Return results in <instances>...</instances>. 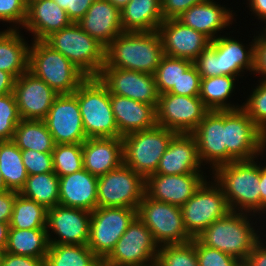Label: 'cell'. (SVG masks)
<instances>
[{
    "label": "cell",
    "mask_w": 266,
    "mask_h": 266,
    "mask_svg": "<svg viewBox=\"0 0 266 266\" xmlns=\"http://www.w3.org/2000/svg\"><path fill=\"white\" fill-rule=\"evenodd\" d=\"M19 194L46 209L53 208L59 204V176L55 172L30 175Z\"/></svg>",
    "instance_id": "37"
},
{
    "label": "cell",
    "mask_w": 266,
    "mask_h": 266,
    "mask_svg": "<svg viewBox=\"0 0 266 266\" xmlns=\"http://www.w3.org/2000/svg\"><path fill=\"white\" fill-rule=\"evenodd\" d=\"M12 141L20 150L53 152L55 143L43 120L21 119Z\"/></svg>",
    "instance_id": "34"
},
{
    "label": "cell",
    "mask_w": 266,
    "mask_h": 266,
    "mask_svg": "<svg viewBox=\"0 0 266 266\" xmlns=\"http://www.w3.org/2000/svg\"><path fill=\"white\" fill-rule=\"evenodd\" d=\"M9 190L4 182V179L2 177V173L0 172V193L5 192Z\"/></svg>",
    "instance_id": "60"
},
{
    "label": "cell",
    "mask_w": 266,
    "mask_h": 266,
    "mask_svg": "<svg viewBox=\"0 0 266 266\" xmlns=\"http://www.w3.org/2000/svg\"><path fill=\"white\" fill-rule=\"evenodd\" d=\"M145 194V179L130 167H120L98 177L97 207L137 209Z\"/></svg>",
    "instance_id": "12"
},
{
    "label": "cell",
    "mask_w": 266,
    "mask_h": 266,
    "mask_svg": "<svg viewBox=\"0 0 266 266\" xmlns=\"http://www.w3.org/2000/svg\"><path fill=\"white\" fill-rule=\"evenodd\" d=\"M0 172L9 190L20 192L28 177L21 150L12 140L0 141Z\"/></svg>",
    "instance_id": "35"
},
{
    "label": "cell",
    "mask_w": 266,
    "mask_h": 266,
    "mask_svg": "<svg viewBox=\"0 0 266 266\" xmlns=\"http://www.w3.org/2000/svg\"><path fill=\"white\" fill-rule=\"evenodd\" d=\"M192 134L200 162L204 167L210 166V173L226 164L225 110L208 111Z\"/></svg>",
    "instance_id": "18"
},
{
    "label": "cell",
    "mask_w": 266,
    "mask_h": 266,
    "mask_svg": "<svg viewBox=\"0 0 266 266\" xmlns=\"http://www.w3.org/2000/svg\"><path fill=\"white\" fill-rule=\"evenodd\" d=\"M265 159L264 158V162H260V195H261V217L264 220V222L266 221V217H264L266 215V163H265ZM263 163V164H261Z\"/></svg>",
    "instance_id": "56"
},
{
    "label": "cell",
    "mask_w": 266,
    "mask_h": 266,
    "mask_svg": "<svg viewBox=\"0 0 266 266\" xmlns=\"http://www.w3.org/2000/svg\"><path fill=\"white\" fill-rule=\"evenodd\" d=\"M218 3L214 0H205L190 7L176 19L182 24L203 33L211 41L215 40L220 36L219 33L231 28L230 25H233V21L236 22L234 16H237L235 11L231 10L233 7L228 8L225 7L226 5Z\"/></svg>",
    "instance_id": "23"
},
{
    "label": "cell",
    "mask_w": 266,
    "mask_h": 266,
    "mask_svg": "<svg viewBox=\"0 0 266 266\" xmlns=\"http://www.w3.org/2000/svg\"><path fill=\"white\" fill-rule=\"evenodd\" d=\"M52 160L53 170L59 177L83 169L82 143L55 144Z\"/></svg>",
    "instance_id": "41"
},
{
    "label": "cell",
    "mask_w": 266,
    "mask_h": 266,
    "mask_svg": "<svg viewBox=\"0 0 266 266\" xmlns=\"http://www.w3.org/2000/svg\"><path fill=\"white\" fill-rule=\"evenodd\" d=\"M90 220L91 212L83 209L60 204L47 209L49 244L87 245Z\"/></svg>",
    "instance_id": "16"
},
{
    "label": "cell",
    "mask_w": 266,
    "mask_h": 266,
    "mask_svg": "<svg viewBox=\"0 0 266 266\" xmlns=\"http://www.w3.org/2000/svg\"><path fill=\"white\" fill-rule=\"evenodd\" d=\"M49 249L47 229H10L5 252L46 258Z\"/></svg>",
    "instance_id": "33"
},
{
    "label": "cell",
    "mask_w": 266,
    "mask_h": 266,
    "mask_svg": "<svg viewBox=\"0 0 266 266\" xmlns=\"http://www.w3.org/2000/svg\"><path fill=\"white\" fill-rule=\"evenodd\" d=\"M137 216V209L96 207L91 212L88 247L103 261Z\"/></svg>",
    "instance_id": "13"
},
{
    "label": "cell",
    "mask_w": 266,
    "mask_h": 266,
    "mask_svg": "<svg viewBox=\"0 0 266 266\" xmlns=\"http://www.w3.org/2000/svg\"><path fill=\"white\" fill-rule=\"evenodd\" d=\"M137 216L159 246L184 244L193 239L185 229L181 207L156 201L144 194Z\"/></svg>",
    "instance_id": "11"
},
{
    "label": "cell",
    "mask_w": 266,
    "mask_h": 266,
    "mask_svg": "<svg viewBox=\"0 0 266 266\" xmlns=\"http://www.w3.org/2000/svg\"><path fill=\"white\" fill-rule=\"evenodd\" d=\"M201 77L197 68L192 64L179 80V90H170L168 93L184 96H199L200 95Z\"/></svg>",
    "instance_id": "48"
},
{
    "label": "cell",
    "mask_w": 266,
    "mask_h": 266,
    "mask_svg": "<svg viewBox=\"0 0 266 266\" xmlns=\"http://www.w3.org/2000/svg\"><path fill=\"white\" fill-rule=\"evenodd\" d=\"M209 176L206 173L153 174L145 179V194L156 201L182 207Z\"/></svg>",
    "instance_id": "20"
},
{
    "label": "cell",
    "mask_w": 266,
    "mask_h": 266,
    "mask_svg": "<svg viewBox=\"0 0 266 266\" xmlns=\"http://www.w3.org/2000/svg\"><path fill=\"white\" fill-rule=\"evenodd\" d=\"M264 27L262 26L261 29L259 30L260 33L266 38V21L264 22ZM262 30V31H261Z\"/></svg>",
    "instance_id": "62"
},
{
    "label": "cell",
    "mask_w": 266,
    "mask_h": 266,
    "mask_svg": "<svg viewBox=\"0 0 266 266\" xmlns=\"http://www.w3.org/2000/svg\"><path fill=\"white\" fill-rule=\"evenodd\" d=\"M164 51L158 31L122 32L105 49L103 67L155 74Z\"/></svg>",
    "instance_id": "3"
},
{
    "label": "cell",
    "mask_w": 266,
    "mask_h": 266,
    "mask_svg": "<svg viewBox=\"0 0 266 266\" xmlns=\"http://www.w3.org/2000/svg\"><path fill=\"white\" fill-rule=\"evenodd\" d=\"M155 266H199L196 238L184 244L159 246Z\"/></svg>",
    "instance_id": "40"
},
{
    "label": "cell",
    "mask_w": 266,
    "mask_h": 266,
    "mask_svg": "<svg viewBox=\"0 0 266 266\" xmlns=\"http://www.w3.org/2000/svg\"><path fill=\"white\" fill-rule=\"evenodd\" d=\"M196 255L199 266H236L239 261L225 252L202 245L197 239Z\"/></svg>",
    "instance_id": "46"
},
{
    "label": "cell",
    "mask_w": 266,
    "mask_h": 266,
    "mask_svg": "<svg viewBox=\"0 0 266 266\" xmlns=\"http://www.w3.org/2000/svg\"><path fill=\"white\" fill-rule=\"evenodd\" d=\"M110 101L122 137L157 125L156 108L153 105L114 94H110Z\"/></svg>",
    "instance_id": "29"
},
{
    "label": "cell",
    "mask_w": 266,
    "mask_h": 266,
    "mask_svg": "<svg viewBox=\"0 0 266 266\" xmlns=\"http://www.w3.org/2000/svg\"><path fill=\"white\" fill-rule=\"evenodd\" d=\"M27 6L26 0H0V22L9 23V29H21L26 21Z\"/></svg>",
    "instance_id": "44"
},
{
    "label": "cell",
    "mask_w": 266,
    "mask_h": 266,
    "mask_svg": "<svg viewBox=\"0 0 266 266\" xmlns=\"http://www.w3.org/2000/svg\"><path fill=\"white\" fill-rule=\"evenodd\" d=\"M208 111L199 96L167 92L159 95L156 122L157 125L177 133H192Z\"/></svg>",
    "instance_id": "14"
},
{
    "label": "cell",
    "mask_w": 266,
    "mask_h": 266,
    "mask_svg": "<svg viewBox=\"0 0 266 266\" xmlns=\"http://www.w3.org/2000/svg\"><path fill=\"white\" fill-rule=\"evenodd\" d=\"M259 218L248 213L230 211L209 225L196 239L202 245L225 252L239 261L246 260L261 237L266 238V233L264 235L260 230L264 231L265 222L258 223Z\"/></svg>",
    "instance_id": "1"
},
{
    "label": "cell",
    "mask_w": 266,
    "mask_h": 266,
    "mask_svg": "<svg viewBox=\"0 0 266 266\" xmlns=\"http://www.w3.org/2000/svg\"><path fill=\"white\" fill-rule=\"evenodd\" d=\"M3 254H4V251L0 250V265H1V260H2Z\"/></svg>",
    "instance_id": "63"
},
{
    "label": "cell",
    "mask_w": 266,
    "mask_h": 266,
    "mask_svg": "<svg viewBox=\"0 0 266 266\" xmlns=\"http://www.w3.org/2000/svg\"><path fill=\"white\" fill-rule=\"evenodd\" d=\"M193 61L164 55L154 74L159 95L170 90H179V80Z\"/></svg>",
    "instance_id": "39"
},
{
    "label": "cell",
    "mask_w": 266,
    "mask_h": 266,
    "mask_svg": "<svg viewBox=\"0 0 266 266\" xmlns=\"http://www.w3.org/2000/svg\"><path fill=\"white\" fill-rule=\"evenodd\" d=\"M260 158L233 161L217 167L213 175L210 174L222 188L230 210L256 215L260 217L258 222L262 221Z\"/></svg>",
    "instance_id": "2"
},
{
    "label": "cell",
    "mask_w": 266,
    "mask_h": 266,
    "mask_svg": "<svg viewBox=\"0 0 266 266\" xmlns=\"http://www.w3.org/2000/svg\"><path fill=\"white\" fill-rule=\"evenodd\" d=\"M236 266H251L247 260L238 261Z\"/></svg>",
    "instance_id": "61"
},
{
    "label": "cell",
    "mask_w": 266,
    "mask_h": 266,
    "mask_svg": "<svg viewBox=\"0 0 266 266\" xmlns=\"http://www.w3.org/2000/svg\"><path fill=\"white\" fill-rule=\"evenodd\" d=\"M21 117L14 93L0 96V141L12 140Z\"/></svg>",
    "instance_id": "43"
},
{
    "label": "cell",
    "mask_w": 266,
    "mask_h": 266,
    "mask_svg": "<svg viewBox=\"0 0 266 266\" xmlns=\"http://www.w3.org/2000/svg\"><path fill=\"white\" fill-rule=\"evenodd\" d=\"M55 144L83 143L87 137L77 99V90L58 94L43 120Z\"/></svg>",
    "instance_id": "15"
},
{
    "label": "cell",
    "mask_w": 266,
    "mask_h": 266,
    "mask_svg": "<svg viewBox=\"0 0 266 266\" xmlns=\"http://www.w3.org/2000/svg\"><path fill=\"white\" fill-rule=\"evenodd\" d=\"M98 177L84 168L59 177V204L92 212L97 207Z\"/></svg>",
    "instance_id": "28"
},
{
    "label": "cell",
    "mask_w": 266,
    "mask_h": 266,
    "mask_svg": "<svg viewBox=\"0 0 266 266\" xmlns=\"http://www.w3.org/2000/svg\"><path fill=\"white\" fill-rule=\"evenodd\" d=\"M209 179L181 207L185 229L192 238L198 237L214 221L231 211L222 188L213 178Z\"/></svg>",
    "instance_id": "9"
},
{
    "label": "cell",
    "mask_w": 266,
    "mask_h": 266,
    "mask_svg": "<svg viewBox=\"0 0 266 266\" xmlns=\"http://www.w3.org/2000/svg\"><path fill=\"white\" fill-rule=\"evenodd\" d=\"M120 14L123 32L157 31L164 21L161 0H130Z\"/></svg>",
    "instance_id": "30"
},
{
    "label": "cell",
    "mask_w": 266,
    "mask_h": 266,
    "mask_svg": "<svg viewBox=\"0 0 266 266\" xmlns=\"http://www.w3.org/2000/svg\"><path fill=\"white\" fill-rule=\"evenodd\" d=\"M266 239L261 238L247 257L251 266H266ZM264 242V243H263Z\"/></svg>",
    "instance_id": "54"
},
{
    "label": "cell",
    "mask_w": 266,
    "mask_h": 266,
    "mask_svg": "<svg viewBox=\"0 0 266 266\" xmlns=\"http://www.w3.org/2000/svg\"><path fill=\"white\" fill-rule=\"evenodd\" d=\"M177 132L159 125L129 133L122 138L123 164L144 179L155 174L162 155Z\"/></svg>",
    "instance_id": "7"
},
{
    "label": "cell",
    "mask_w": 266,
    "mask_h": 266,
    "mask_svg": "<svg viewBox=\"0 0 266 266\" xmlns=\"http://www.w3.org/2000/svg\"><path fill=\"white\" fill-rule=\"evenodd\" d=\"M109 2L112 3L116 8L119 10L123 9L130 0H108Z\"/></svg>",
    "instance_id": "59"
},
{
    "label": "cell",
    "mask_w": 266,
    "mask_h": 266,
    "mask_svg": "<svg viewBox=\"0 0 266 266\" xmlns=\"http://www.w3.org/2000/svg\"><path fill=\"white\" fill-rule=\"evenodd\" d=\"M13 93L19 115L26 120H44L58 95L45 81L29 71L16 79Z\"/></svg>",
    "instance_id": "19"
},
{
    "label": "cell",
    "mask_w": 266,
    "mask_h": 266,
    "mask_svg": "<svg viewBox=\"0 0 266 266\" xmlns=\"http://www.w3.org/2000/svg\"><path fill=\"white\" fill-rule=\"evenodd\" d=\"M97 77L107 87L110 94L128 97L157 107L159 93L153 74L102 67Z\"/></svg>",
    "instance_id": "17"
},
{
    "label": "cell",
    "mask_w": 266,
    "mask_h": 266,
    "mask_svg": "<svg viewBox=\"0 0 266 266\" xmlns=\"http://www.w3.org/2000/svg\"><path fill=\"white\" fill-rule=\"evenodd\" d=\"M159 245L151 231L136 216L102 266H155Z\"/></svg>",
    "instance_id": "10"
},
{
    "label": "cell",
    "mask_w": 266,
    "mask_h": 266,
    "mask_svg": "<svg viewBox=\"0 0 266 266\" xmlns=\"http://www.w3.org/2000/svg\"><path fill=\"white\" fill-rule=\"evenodd\" d=\"M16 78L8 73L0 70V96L12 93Z\"/></svg>",
    "instance_id": "57"
},
{
    "label": "cell",
    "mask_w": 266,
    "mask_h": 266,
    "mask_svg": "<svg viewBox=\"0 0 266 266\" xmlns=\"http://www.w3.org/2000/svg\"><path fill=\"white\" fill-rule=\"evenodd\" d=\"M225 145L226 164L266 156V135L242 108L225 110Z\"/></svg>",
    "instance_id": "8"
},
{
    "label": "cell",
    "mask_w": 266,
    "mask_h": 266,
    "mask_svg": "<svg viewBox=\"0 0 266 266\" xmlns=\"http://www.w3.org/2000/svg\"><path fill=\"white\" fill-rule=\"evenodd\" d=\"M216 38V65L217 76H233L243 79L245 71L255 70V35L248 44L234 38L230 33H225ZM229 34V35H228Z\"/></svg>",
    "instance_id": "22"
},
{
    "label": "cell",
    "mask_w": 266,
    "mask_h": 266,
    "mask_svg": "<svg viewBox=\"0 0 266 266\" xmlns=\"http://www.w3.org/2000/svg\"><path fill=\"white\" fill-rule=\"evenodd\" d=\"M236 80L238 83L239 77L226 75L201 78L199 97L205 107L209 111L236 110L242 108V104L231 103L230 100L236 94Z\"/></svg>",
    "instance_id": "32"
},
{
    "label": "cell",
    "mask_w": 266,
    "mask_h": 266,
    "mask_svg": "<svg viewBox=\"0 0 266 266\" xmlns=\"http://www.w3.org/2000/svg\"><path fill=\"white\" fill-rule=\"evenodd\" d=\"M72 23L67 12L54 0H32L28 2L27 17L22 28L28 34H33V41H44L52 33Z\"/></svg>",
    "instance_id": "25"
},
{
    "label": "cell",
    "mask_w": 266,
    "mask_h": 266,
    "mask_svg": "<svg viewBox=\"0 0 266 266\" xmlns=\"http://www.w3.org/2000/svg\"><path fill=\"white\" fill-rule=\"evenodd\" d=\"M19 192L7 190L0 193V222L10 223L15 198Z\"/></svg>",
    "instance_id": "53"
},
{
    "label": "cell",
    "mask_w": 266,
    "mask_h": 266,
    "mask_svg": "<svg viewBox=\"0 0 266 266\" xmlns=\"http://www.w3.org/2000/svg\"><path fill=\"white\" fill-rule=\"evenodd\" d=\"M246 7H249L248 10L251 11V14L255 17L254 19H258L263 23L266 21V0H246ZM257 17V18H256Z\"/></svg>",
    "instance_id": "55"
},
{
    "label": "cell",
    "mask_w": 266,
    "mask_h": 266,
    "mask_svg": "<svg viewBox=\"0 0 266 266\" xmlns=\"http://www.w3.org/2000/svg\"><path fill=\"white\" fill-rule=\"evenodd\" d=\"M77 24L105 48L123 32L120 10L108 0H94Z\"/></svg>",
    "instance_id": "27"
},
{
    "label": "cell",
    "mask_w": 266,
    "mask_h": 266,
    "mask_svg": "<svg viewBox=\"0 0 266 266\" xmlns=\"http://www.w3.org/2000/svg\"><path fill=\"white\" fill-rule=\"evenodd\" d=\"M21 154L28 176L54 172L52 152L21 150Z\"/></svg>",
    "instance_id": "45"
},
{
    "label": "cell",
    "mask_w": 266,
    "mask_h": 266,
    "mask_svg": "<svg viewBox=\"0 0 266 266\" xmlns=\"http://www.w3.org/2000/svg\"><path fill=\"white\" fill-rule=\"evenodd\" d=\"M87 138L122 137L112 111L110 92L98 77H87L77 89Z\"/></svg>",
    "instance_id": "5"
},
{
    "label": "cell",
    "mask_w": 266,
    "mask_h": 266,
    "mask_svg": "<svg viewBox=\"0 0 266 266\" xmlns=\"http://www.w3.org/2000/svg\"><path fill=\"white\" fill-rule=\"evenodd\" d=\"M63 8L70 20L77 23L88 11L94 0H54Z\"/></svg>",
    "instance_id": "50"
},
{
    "label": "cell",
    "mask_w": 266,
    "mask_h": 266,
    "mask_svg": "<svg viewBox=\"0 0 266 266\" xmlns=\"http://www.w3.org/2000/svg\"><path fill=\"white\" fill-rule=\"evenodd\" d=\"M201 78L217 76L216 39L193 61Z\"/></svg>",
    "instance_id": "47"
},
{
    "label": "cell",
    "mask_w": 266,
    "mask_h": 266,
    "mask_svg": "<svg viewBox=\"0 0 266 266\" xmlns=\"http://www.w3.org/2000/svg\"><path fill=\"white\" fill-rule=\"evenodd\" d=\"M257 82V86L251 88L250 94L242 103V109L266 135V80L259 79Z\"/></svg>",
    "instance_id": "42"
},
{
    "label": "cell",
    "mask_w": 266,
    "mask_h": 266,
    "mask_svg": "<svg viewBox=\"0 0 266 266\" xmlns=\"http://www.w3.org/2000/svg\"><path fill=\"white\" fill-rule=\"evenodd\" d=\"M164 55L194 61L211 40L203 33L182 24L177 19L164 20L158 27Z\"/></svg>",
    "instance_id": "21"
},
{
    "label": "cell",
    "mask_w": 266,
    "mask_h": 266,
    "mask_svg": "<svg viewBox=\"0 0 266 266\" xmlns=\"http://www.w3.org/2000/svg\"><path fill=\"white\" fill-rule=\"evenodd\" d=\"M258 33V34H257ZM255 36V70L253 75L257 74L259 79L266 80V38L259 32Z\"/></svg>",
    "instance_id": "51"
},
{
    "label": "cell",
    "mask_w": 266,
    "mask_h": 266,
    "mask_svg": "<svg viewBox=\"0 0 266 266\" xmlns=\"http://www.w3.org/2000/svg\"><path fill=\"white\" fill-rule=\"evenodd\" d=\"M70 60L87 77H97L105 64V47L77 23L52 33L44 40Z\"/></svg>",
    "instance_id": "6"
},
{
    "label": "cell",
    "mask_w": 266,
    "mask_h": 266,
    "mask_svg": "<svg viewBox=\"0 0 266 266\" xmlns=\"http://www.w3.org/2000/svg\"><path fill=\"white\" fill-rule=\"evenodd\" d=\"M198 156L196 138L192 133H177L162 155L155 174L176 175L205 173Z\"/></svg>",
    "instance_id": "24"
},
{
    "label": "cell",
    "mask_w": 266,
    "mask_h": 266,
    "mask_svg": "<svg viewBox=\"0 0 266 266\" xmlns=\"http://www.w3.org/2000/svg\"><path fill=\"white\" fill-rule=\"evenodd\" d=\"M0 266H45V258H34L4 252Z\"/></svg>",
    "instance_id": "52"
},
{
    "label": "cell",
    "mask_w": 266,
    "mask_h": 266,
    "mask_svg": "<svg viewBox=\"0 0 266 266\" xmlns=\"http://www.w3.org/2000/svg\"><path fill=\"white\" fill-rule=\"evenodd\" d=\"M28 71L58 94L74 93L87 76L45 41H32Z\"/></svg>",
    "instance_id": "4"
},
{
    "label": "cell",
    "mask_w": 266,
    "mask_h": 266,
    "mask_svg": "<svg viewBox=\"0 0 266 266\" xmlns=\"http://www.w3.org/2000/svg\"><path fill=\"white\" fill-rule=\"evenodd\" d=\"M0 31V70L12 74L16 79L28 71L29 41L20 29Z\"/></svg>",
    "instance_id": "31"
},
{
    "label": "cell",
    "mask_w": 266,
    "mask_h": 266,
    "mask_svg": "<svg viewBox=\"0 0 266 266\" xmlns=\"http://www.w3.org/2000/svg\"><path fill=\"white\" fill-rule=\"evenodd\" d=\"M9 224L10 229H46L47 209L18 193Z\"/></svg>",
    "instance_id": "38"
},
{
    "label": "cell",
    "mask_w": 266,
    "mask_h": 266,
    "mask_svg": "<svg viewBox=\"0 0 266 266\" xmlns=\"http://www.w3.org/2000/svg\"><path fill=\"white\" fill-rule=\"evenodd\" d=\"M83 168L96 177L123 164L121 137L87 138L82 143Z\"/></svg>",
    "instance_id": "26"
},
{
    "label": "cell",
    "mask_w": 266,
    "mask_h": 266,
    "mask_svg": "<svg viewBox=\"0 0 266 266\" xmlns=\"http://www.w3.org/2000/svg\"><path fill=\"white\" fill-rule=\"evenodd\" d=\"M204 1L205 0H161V10L164 20L176 19L190 7Z\"/></svg>",
    "instance_id": "49"
},
{
    "label": "cell",
    "mask_w": 266,
    "mask_h": 266,
    "mask_svg": "<svg viewBox=\"0 0 266 266\" xmlns=\"http://www.w3.org/2000/svg\"><path fill=\"white\" fill-rule=\"evenodd\" d=\"M10 224L0 222V250L5 252L8 243Z\"/></svg>",
    "instance_id": "58"
},
{
    "label": "cell",
    "mask_w": 266,
    "mask_h": 266,
    "mask_svg": "<svg viewBox=\"0 0 266 266\" xmlns=\"http://www.w3.org/2000/svg\"><path fill=\"white\" fill-rule=\"evenodd\" d=\"M45 266H102L88 245L49 244Z\"/></svg>",
    "instance_id": "36"
}]
</instances>
